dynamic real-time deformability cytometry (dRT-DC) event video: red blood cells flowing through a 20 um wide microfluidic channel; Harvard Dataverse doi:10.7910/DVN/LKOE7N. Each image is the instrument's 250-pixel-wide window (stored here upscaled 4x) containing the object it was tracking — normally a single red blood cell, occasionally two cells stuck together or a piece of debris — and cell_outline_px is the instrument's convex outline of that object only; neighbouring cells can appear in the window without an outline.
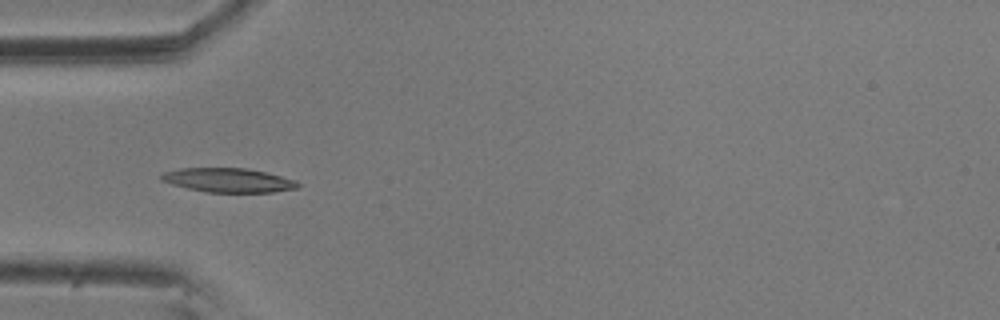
{"species": "common noctule bat (a hibernating species)", "species_latin": "Nyctalus noctula", "temperature_condition": "room temperature", "stored_images_in_passage": 6, "camera_frame_rate_fps": 3000, "um_per_image_px": 0.085, "animal": {"sex": "male", "body_mass_g": 20.5, "forearm_length_mm": 52.5}, "frame": {"image": 1, "passage_image": 5, "time_ms": 1.333, "image_size_px": [1000, 320], "cell_outline_px": [[300, 188], [272, 192], [208, 192], [188, 188], [172, 184], [160, 180], [160, 176], [164, 172], [180, 168], [244, 168], [264, 172], [296, 180], [300, 184]], "centroid_in_image_um": [19.42, 15.32], "position_along_channel_um": 65.6, "area_um2": 19.07}}
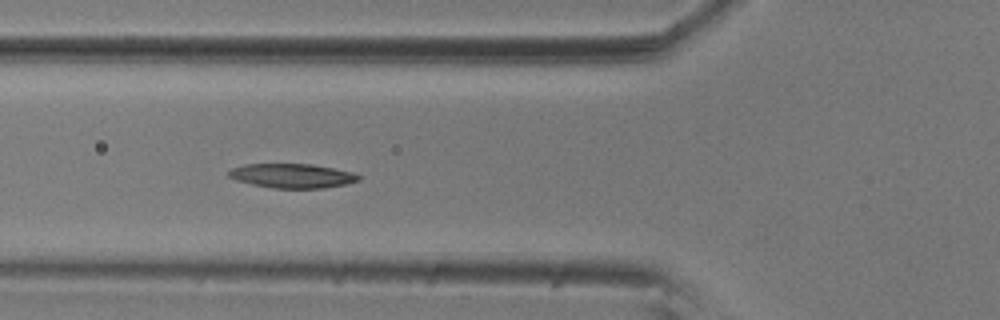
{"frame": {"image": 2, "passage_image": 6, "time_ms": 1.667, "image_size_px": [1000, 320], "cell_outline_px": [[360, 180], [344, 184], [324, 188], [272, 188], [252, 184], [236, 180], [228, 176], [228, 172], [232, 168], [244, 164], [312, 164], [352, 172], [360, 176]], "centroid_in_image_um": [24.81, 14.94], "position_along_channel_um": 101.0, "area_um2": 18.26}}